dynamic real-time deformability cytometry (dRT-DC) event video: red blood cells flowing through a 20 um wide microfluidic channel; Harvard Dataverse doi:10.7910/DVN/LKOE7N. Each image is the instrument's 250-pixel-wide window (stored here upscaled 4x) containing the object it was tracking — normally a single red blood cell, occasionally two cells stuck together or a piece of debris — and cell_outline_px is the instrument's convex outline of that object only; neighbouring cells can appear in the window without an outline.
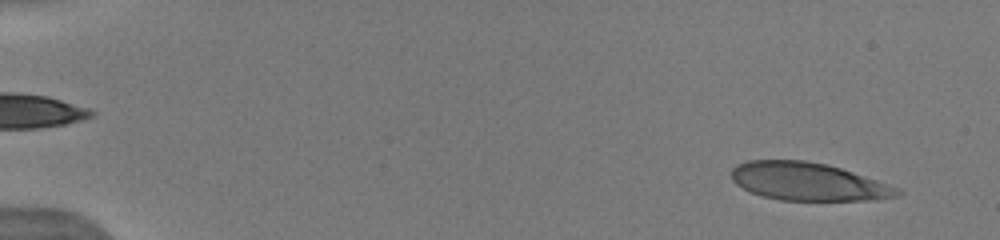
{"species": "human", "species_latin": "Homo sapiens", "temperature_condition": "warm", "stored_images_in_passage": 36, "camera_frame_rate_fps": 3000, "um_per_image_px": 0.085, "donor": {"sex": "male"}, "frame": {"image": 1, "passage_image": 5, "time_ms": 1.0, "image_size_px": [1000, 240], "cell_outline_px": [[904, 192], [900, 196], [876, 200], [780, 200], [760, 196], [736, 184], [732, 180], [732, 168], [736, 164], [748, 160], [804, 160], [828, 164], [900, 188]], "centroid_in_image_um": [68.7, 15.44], "position_along_channel_um": 16.3, "area_um2": 36.76}}
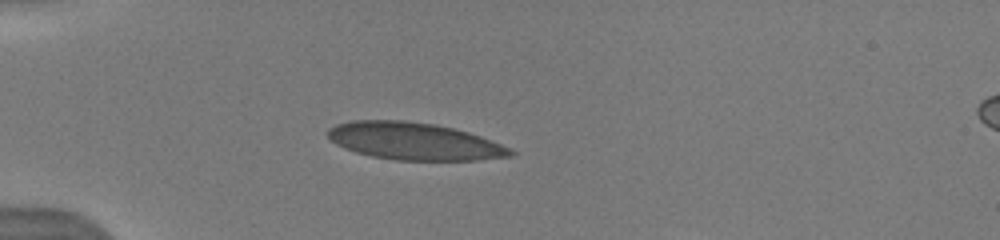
{"frame": {"image": 2, "passage_image": 30, "time_ms": 4.667, "image_size_px": [1000, 240], "cell_outline_px": [[516, 152], [512, 156], [476, 160], [396, 160], [372, 156], [356, 152], [344, 148], [336, 144], [328, 136], [328, 128], [336, 124], [352, 120], [404, 120], [436, 124], [468, 132], [480, 136], [500, 144]], "centroid_in_image_um": [35.18, 12.0], "position_along_channel_um": 49.8, "area_um2": 39.54}}